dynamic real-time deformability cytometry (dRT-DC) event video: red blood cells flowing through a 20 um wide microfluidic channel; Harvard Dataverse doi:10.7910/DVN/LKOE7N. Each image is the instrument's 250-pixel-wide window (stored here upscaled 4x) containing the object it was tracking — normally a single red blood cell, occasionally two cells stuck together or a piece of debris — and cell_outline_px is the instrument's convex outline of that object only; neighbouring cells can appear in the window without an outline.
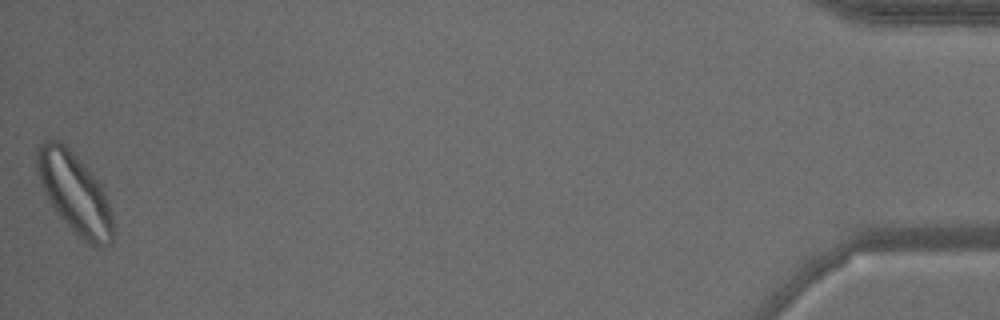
{"species": "common noctule bat (a hibernating species)", "species_latin": "Nyctalus noctula", "temperature_condition": "warm", "stored_images_in_passage": 45, "camera_frame_rate_fps": 3000, "um_per_image_px": 0.085, "animal": {"sex": "male", "body_mass_g": 15.6}, "frame": {"image": 1, "passage_image": 45, "time_ms": 14.667, "image_size_px": [1000, 320], "cell_outline_px": [[112, 240], [108, 244], [96, 248], [92, 248], [72, 232], [56, 212], [44, 192], [40, 184], [36, 172], [36, 148], [44, 140], [60, 140], [80, 160], [100, 184], [108, 200], [112, 216]], "centroid_in_image_um": [6.31, 16.44], "position_along_channel_um": 428.9, "area_um2": 35.78}}